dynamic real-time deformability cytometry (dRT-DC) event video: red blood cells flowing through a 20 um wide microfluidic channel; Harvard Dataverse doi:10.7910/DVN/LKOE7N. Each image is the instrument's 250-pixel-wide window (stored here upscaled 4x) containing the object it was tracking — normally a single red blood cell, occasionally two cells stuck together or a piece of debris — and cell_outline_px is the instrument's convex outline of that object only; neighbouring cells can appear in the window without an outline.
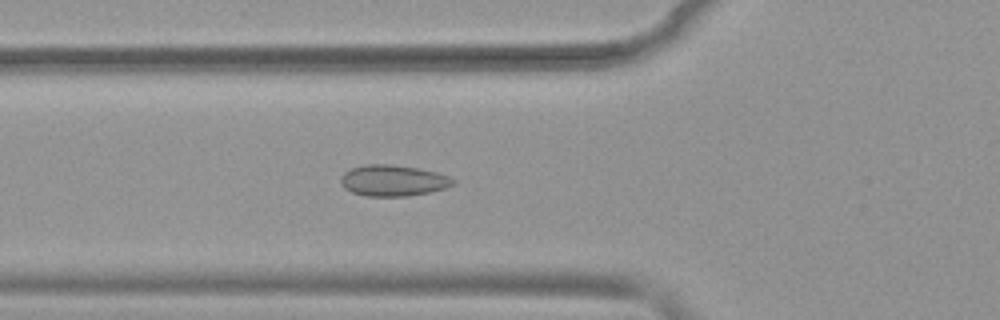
{"species": "common noctule bat (a hibernating species)", "species_latin": "Nyctalus noctula", "temperature_condition": "warm", "stored_images_in_passage": 52, "camera_frame_rate_fps": 3000, "um_per_image_px": 0.085, "animal": {"sex": "female", "body_mass_g": 19.9}, "frame": {"image": 1, "passage_image": 19, "time_ms": 6.0, "image_size_px": [1000, 320], "cell_outline_px": [[456, 184], [444, 188], [428, 192], [408, 196], [364, 196], [352, 192], [344, 188], [340, 184], [340, 176], [344, 172], [352, 168], [364, 164], [392, 164], [420, 168], [440, 172], [456, 180]], "centroid_in_image_um": [33.41, 15.33], "position_along_channel_um": 92.4, "area_um2": 20.69}}
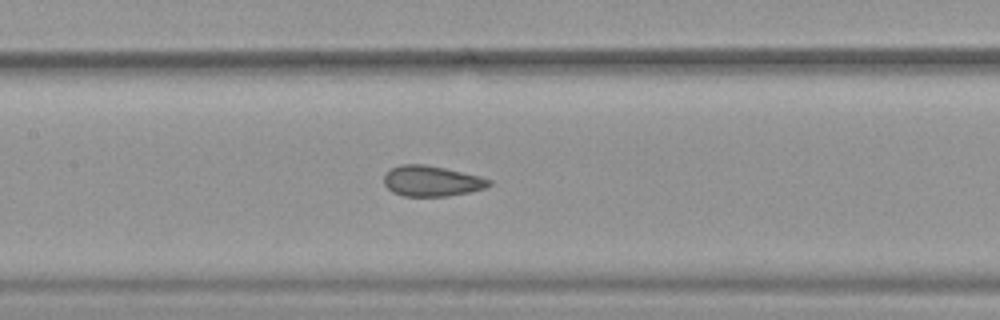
{"frame": {"image": 2, "passage_image": 25, "time_ms": 8.0, "image_size_px": [1000, 320], "cell_outline_px": [[492, 184], [484, 188], [468, 192], [448, 196], [404, 196], [392, 192], [384, 184], [384, 176], [392, 168], [400, 164], [424, 164], [444, 168], [480, 176], [492, 180]], "centroid_in_image_um": [36.69, 15.39], "position_along_channel_um": 170.7, "area_um2": 18.61}}
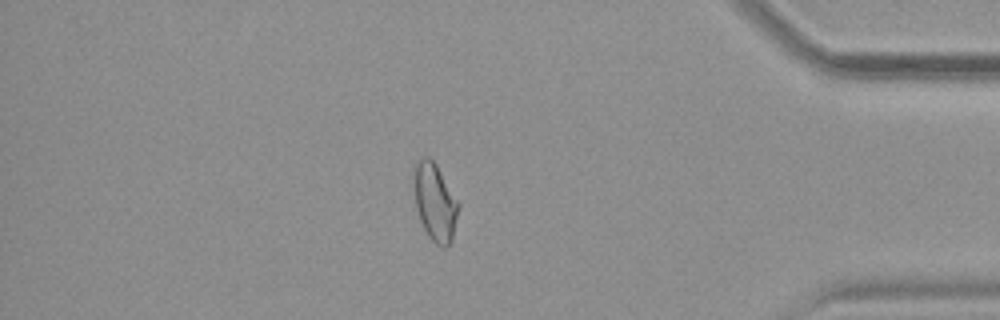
{"frame": {"image": 3, "passage_image": 45, "time_ms": 14.667, "image_size_px": [1000, 320], "cell_outline_px": [[460, 204], [452, 240], [444, 248], [436, 244], [428, 236], [420, 220], [416, 208], [412, 180], [412, 164], [424, 156], [428, 156], [436, 164]], "centroid_in_image_um": [36.93, 17.13], "position_along_channel_um": 398.3, "area_um2": 20.46}, "authors_computed_cell_mechanics": {"area_um2": 20.23, "velocity_mm_per_s": 3.9029, "shape_relaxation_time_tau1_ms": null, "shape_relaxation_time_tau2_ms": 0.9859, "deformation_change_tau1": null, "deformation_change_tau2": 0.0516}}